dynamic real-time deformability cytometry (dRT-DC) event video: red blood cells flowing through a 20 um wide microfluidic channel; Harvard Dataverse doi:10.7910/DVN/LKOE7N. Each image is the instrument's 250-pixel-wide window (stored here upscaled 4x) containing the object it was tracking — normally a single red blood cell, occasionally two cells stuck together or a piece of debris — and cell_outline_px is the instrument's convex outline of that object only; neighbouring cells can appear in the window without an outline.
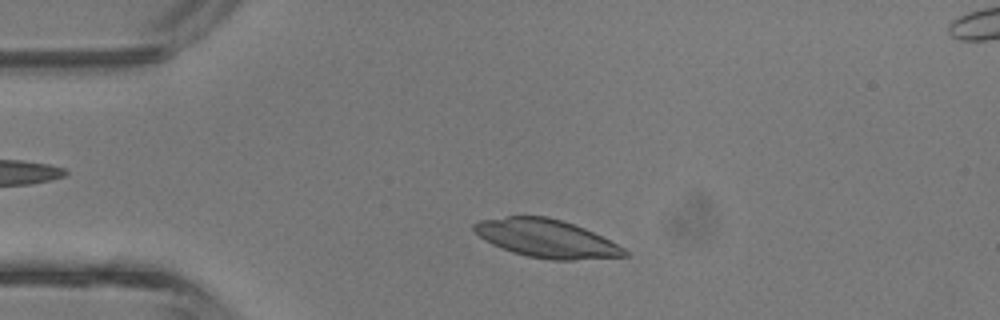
{"species": "common noctule bat (a hibernating species)", "species_latin": "Nyctalus noctula", "temperature_condition": "room temperature", "stored_images_in_passage": 37, "camera_frame_rate_fps": 3000, "um_per_image_px": 0.085, "animal": {"sex": "male", "body_mass_g": 13.3}, "frame": {"image": 1, "passage_image": 5, "time_ms": 1.333, "image_size_px": [1000, 320], "cell_outline_px": [[628, 256], [572, 260], [552, 260], [528, 256], [512, 252], [500, 248], [484, 240], [472, 228], [472, 224], [480, 220], [508, 216], [548, 216], [584, 228], [624, 248], [628, 252]], "centroid_in_image_um": [46.41, 20.27], "position_along_channel_um": 38.6, "area_um2": 33.12}}
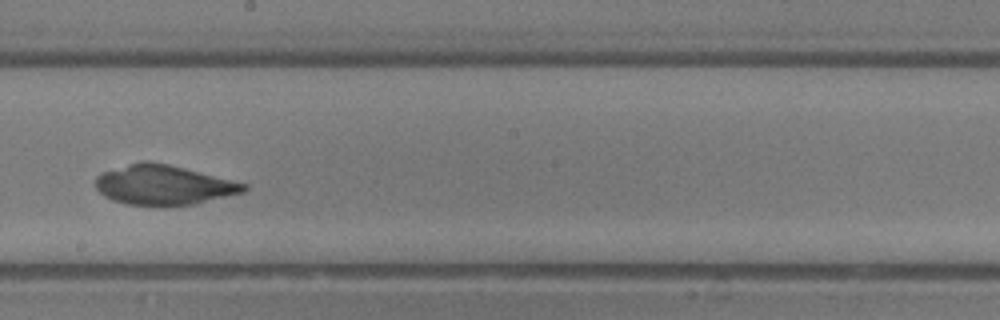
{"frame": {"image": 2, "passage_image": 19, "time_ms": 6.0, "image_size_px": [1000, 320], "cell_outline_px": [[248, 188], [244, 192], [196, 204], [168, 208], [164, 208], [128, 204], [112, 200], [104, 196], [96, 188], [96, 176], [100, 172], [128, 164], [144, 160], [148, 160], [168, 164], [248, 184]], "centroid_in_image_um": [13.89, 15.75], "position_along_channel_um": 234.3, "area_um2": 34.97}}
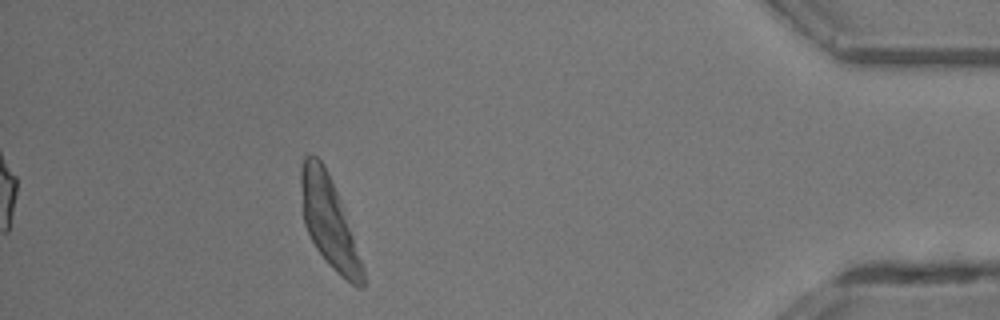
{"frame": {"image": 3, "passage_image": 33, "time_ms": 10.667, "image_size_px": [1000, 320], "cell_outline_px": [[364, 288], [360, 288], [352, 284], [340, 276], [328, 264], [316, 248], [304, 224], [300, 188], [300, 168], [304, 156], [312, 152], [320, 160], [344, 208], [364, 268]], "centroid_in_image_um": [27.95, 18.87], "position_along_channel_um": 407.2, "area_um2": 32.25}}